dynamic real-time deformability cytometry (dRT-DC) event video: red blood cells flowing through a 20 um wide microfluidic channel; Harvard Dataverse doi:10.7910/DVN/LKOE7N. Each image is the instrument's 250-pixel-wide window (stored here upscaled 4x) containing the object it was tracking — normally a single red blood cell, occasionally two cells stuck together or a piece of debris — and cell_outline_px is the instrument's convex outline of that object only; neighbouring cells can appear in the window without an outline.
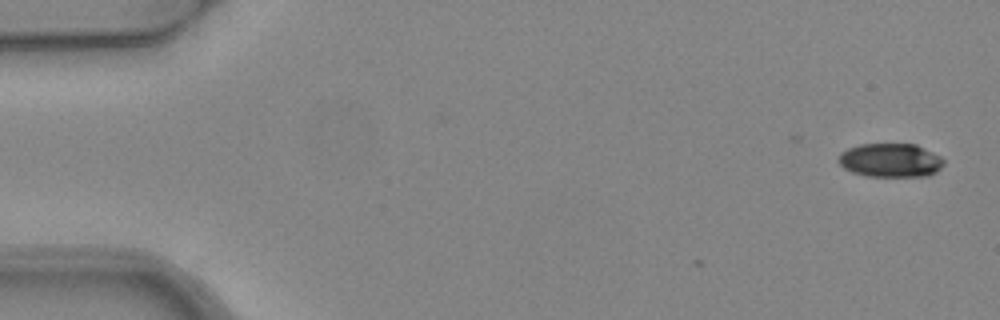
{"species": "common noctule bat (a hibernating species)", "species_latin": "Nyctalus noctula", "temperature_condition": "warm", "stored_images_in_passage": 4, "camera_frame_rate_fps": 3000, "um_per_image_px": 0.085, "animal": {"sex": "female", "body_mass_g": 24.6, "forearm_length_mm": 56.2}, "frame": {"image": 1, "passage_image": 1, "time_ms": 0.0, "image_size_px": [1000, 320], "cell_outline_px": [[944, 164], [936, 172], [928, 176], [864, 176], [852, 172], [844, 168], [840, 164], [840, 152], [848, 148], [860, 144], [916, 144], [940, 156], [944, 160]], "centroid_in_image_um": [75.7, 13.62], "position_along_channel_um": 9.3, "area_um2": 20.69}}